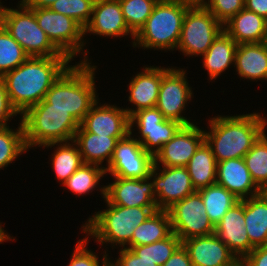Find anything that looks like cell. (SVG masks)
Returning <instances> with one entry per match:
<instances>
[{
  "label": "cell",
  "instance_id": "9",
  "mask_svg": "<svg viewBox=\"0 0 267 266\" xmlns=\"http://www.w3.org/2000/svg\"><path fill=\"white\" fill-rule=\"evenodd\" d=\"M34 11L39 27L46 33L52 44L62 53L73 59L83 52L84 28L74 19L50 8H30Z\"/></svg>",
  "mask_w": 267,
  "mask_h": 266
},
{
  "label": "cell",
  "instance_id": "25",
  "mask_svg": "<svg viewBox=\"0 0 267 266\" xmlns=\"http://www.w3.org/2000/svg\"><path fill=\"white\" fill-rule=\"evenodd\" d=\"M124 137H108L90 132H76L73 142L78 146L84 164L102 166L104 159L107 167L113 157L115 146Z\"/></svg>",
  "mask_w": 267,
  "mask_h": 266
},
{
  "label": "cell",
  "instance_id": "5",
  "mask_svg": "<svg viewBox=\"0 0 267 266\" xmlns=\"http://www.w3.org/2000/svg\"><path fill=\"white\" fill-rule=\"evenodd\" d=\"M105 201L109 208L97 212L82 226L83 233L95 237L99 244H120V247L131 248L135 228L158 210L157 207H124Z\"/></svg>",
  "mask_w": 267,
  "mask_h": 266
},
{
  "label": "cell",
  "instance_id": "40",
  "mask_svg": "<svg viewBox=\"0 0 267 266\" xmlns=\"http://www.w3.org/2000/svg\"><path fill=\"white\" fill-rule=\"evenodd\" d=\"M88 238H84L77 242L74 249L73 255L71 256V261L68 266H109L108 255L103 256L102 264H100L99 257L93 253V251L87 249Z\"/></svg>",
  "mask_w": 267,
  "mask_h": 266
},
{
  "label": "cell",
  "instance_id": "38",
  "mask_svg": "<svg viewBox=\"0 0 267 266\" xmlns=\"http://www.w3.org/2000/svg\"><path fill=\"white\" fill-rule=\"evenodd\" d=\"M95 0H57L49 8L77 21L83 28L90 22Z\"/></svg>",
  "mask_w": 267,
  "mask_h": 266
},
{
  "label": "cell",
  "instance_id": "27",
  "mask_svg": "<svg viewBox=\"0 0 267 266\" xmlns=\"http://www.w3.org/2000/svg\"><path fill=\"white\" fill-rule=\"evenodd\" d=\"M238 44L223 30L203 54V67L208 71L210 80L216 79L229 65L235 62Z\"/></svg>",
  "mask_w": 267,
  "mask_h": 266
},
{
  "label": "cell",
  "instance_id": "36",
  "mask_svg": "<svg viewBox=\"0 0 267 266\" xmlns=\"http://www.w3.org/2000/svg\"><path fill=\"white\" fill-rule=\"evenodd\" d=\"M29 56L0 24V77L21 65Z\"/></svg>",
  "mask_w": 267,
  "mask_h": 266
},
{
  "label": "cell",
  "instance_id": "21",
  "mask_svg": "<svg viewBox=\"0 0 267 266\" xmlns=\"http://www.w3.org/2000/svg\"><path fill=\"white\" fill-rule=\"evenodd\" d=\"M216 183L239 200L260 194V188L253 181L243 158L217 162Z\"/></svg>",
  "mask_w": 267,
  "mask_h": 266
},
{
  "label": "cell",
  "instance_id": "34",
  "mask_svg": "<svg viewBox=\"0 0 267 266\" xmlns=\"http://www.w3.org/2000/svg\"><path fill=\"white\" fill-rule=\"evenodd\" d=\"M27 151L22 122L18 130L0 127V169L8 166L18 155Z\"/></svg>",
  "mask_w": 267,
  "mask_h": 266
},
{
  "label": "cell",
  "instance_id": "14",
  "mask_svg": "<svg viewBox=\"0 0 267 266\" xmlns=\"http://www.w3.org/2000/svg\"><path fill=\"white\" fill-rule=\"evenodd\" d=\"M157 170L159 164H154L149 177L153 178L158 210H168L176 202L196 191L186 167H163L159 173Z\"/></svg>",
  "mask_w": 267,
  "mask_h": 266
},
{
  "label": "cell",
  "instance_id": "33",
  "mask_svg": "<svg viewBox=\"0 0 267 266\" xmlns=\"http://www.w3.org/2000/svg\"><path fill=\"white\" fill-rule=\"evenodd\" d=\"M182 244L175 233L167 238L148 244L132 246L130 249L140 258L152 260L158 266H162Z\"/></svg>",
  "mask_w": 267,
  "mask_h": 266
},
{
  "label": "cell",
  "instance_id": "46",
  "mask_svg": "<svg viewBox=\"0 0 267 266\" xmlns=\"http://www.w3.org/2000/svg\"><path fill=\"white\" fill-rule=\"evenodd\" d=\"M57 0H26L24 5L28 8H49Z\"/></svg>",
  "mask_w": 267,
  "mask_h": 266
},
{
  "label": "cell",
  "instance_id": "22",
  "mask_svg": "<svg viewBox=\"0 0 267 266\" xmlns=\"http://www.w3.org/2000/svg\"><path fill=\"white\" fill-rule=\"evenodd\" d=\"M162 81V67H145L129 83V101L136 107L125 109L131 116L141 109L154 108L157 104L159 88Z\"/></svg>",
  "mask_w": 267,
  "mask_h": 266
},
{
  "label": "cell",
  "instance_id": "16",
  "mask_svg": "<svg viewBox=\"0 0 267 266\" xmlns=\"http://www.w3.org/2000/svg\"><path fill=\"white\" fill-rule=\"evenodd\" d=\"M204 141L205 133L198 126L195 124L182 126L156 153L154 164L159 162L163 167H186Z\"/></svg>",
  "mask_w": 267,
  "mask_h": 266
},
{
  "label": "cell",
  "instance_id": "4",
  "mask_svg": "<svg viewBox=\"0 0 267 266\" xmlns=\"http://www.w3.org/2000/svg\"><path fill=\"white\" fill-rule=\"evenodd\" d=\"M26 148L73 141L80 124L66 110L50 108L44 99L21 115Z\"/></svg>",
  "mask_w": 267,
  "mask_h": 266
},
{
  "label": "cell",
  "instance_id": "28",
  "mask_svg": "<svg viewBox=\"0 0 267 266\" xmlns=\"http://www.w3.org/2000/svg\"><path fill=\"white\" fill-rule=\"evenodd\" d=\"M196 191L216 183L217 161L204 141L186 166Z\"/></svg>",
  "mask_w": 267,
  "mask_h": 266
},
{
  "label": "cell",
  "instance_id": "24",
  "mask_svg": "<svg viewBox=\"0 0 267 266\" xmlns=\"http://www.w3.org/2000/svg\"><path fill=\"white\" fill-rule=\"evenodd\" d=\"M237 74L245 79L267 80V45L238 44L235 54Z\"/></svg>",
  "mask_w": 267,
  "mask_h": 266
},
{
  "label": "cell",
  "instance_id": "11",
  "mask_svg": "<svg viewBox=\"0 0 267 266\" xmlns=\"http://www.w3.org/2000/svg\"><path fill=\"white\" fill-rule=\"evenodd\" d=\"M132 131L117 141L113 157L105 168L113 177L145 179L150 176L154 166V156L146 152Z\"/></svg>",
  "mask_w": 267,
  "mask_h": 266
},
{
  "label": "cell",
  "instance_id": "47",
  "mask_svg": "<svg viewBox=\"0 0 267 266\" xmlns=\"http://www.w3.org/2000/svg\"><path fill=\"white\" fill-rule=\"evenodd\" d=\"M185 5L189 7H198V6H205L207 4V0H180ZM209 1V0H208Z\"/></svg>",
  "mask_w": 267,
  "mask_h": 266
},
{
  "label": "cell",
  "instance_id": "35",
  "mask_svg": "<svg viewBox=\"0 0 267 266\" xmlns=\"http://www.w3.org/2000/svg\"><path fill=\"white\" fill-rule=\"evenodd\" d=\"M243 159L253 181L261 188L267 183V135L265 132L254 143Z\"/></svg>",
  "mask_w": 267,
  "mask_h": 266
},
{
  "label": "cell",
  "instance_id": "23",
  "mask_svg": "<svg viewBox=\"0 0 267 266\" xmlns=\"http://www.w3.org/2000/svg\"><path fill=\"white\" fill-rule=\"evenodd\" d=\"M266 19L247 9H242L223 24V30L237 43H263Z\"/></svg>",
  "mask_w": 267,
  "mask_h": 266
},
{
  "label": "cell",
  "instance_id": "50",
  "mask_svg": "<svg viewBox=\"0 0 267 266\" xmlns=\"http://www.w3.org/2000/svg\"><path fill=\"white\" fill-rule=\"evenodd\" d=\"M263 43L267 45V20H266L265 37H264Z\"/></svg>",
  "mask_w": 267,
  "mask_h": 266
},
{
  "label": "cell",
  "instance_id": "43",
  "mask_svg": "<svg viewBox=\"0 0 267 266\" xmlns=\"http://www.w3.org/2000/svg\"><path fill=\"white\" fill-rule=\"evenodd\" d=\"M241 266H267V245L255 247L241 261Z\"/></svg>",
  "mask_w": 267,
  "mask_h": 266
},
{
  "label": "cell",
  "instance_id": "20",
  "mask_svg": "<svg viewBox=\"0 0 267 266\" xmlns=\"http://www.w3.org/2000/svg\"><path fill=\"white\" fill-rule=\"evenodd\" d=\"M99 36L120 37L135 34L128 28L119 0H95L90 22L84 28V33Z\"/></svg>",
  "mask_w": 267,
  "mask_h": 266
},
{
  "label": "cell",
  "instance_id": "1",
  "mask_svg": "<svg viewBox=\"0 0 267 266\" xmlns=\"http://www.w3.org/2000/svg\"><path fill=\"white\" fill-rule=\"evenodd\" d=\"M70 61L69 57H28L2 76L10 102L20 115L44 99Z\"/></svg>",
  "mask_w": 267,
  "mask_h": 266
},
{
  "label": "cell",
  "instance_id": "2",
  "mask_svg": "<svg viewBox=\"0 0 267 266\" xmlns=\"http://www.w3.org/2000/svg\"><path fill=\"white\" fill-rule=\"evenodd\" d=\"M210 132L205 142L217 162L243 158L266 131L267 120L258 113L236 116H216L209 120Z\"/></svg>",
  "mask_w": 267,
  "mask_h": 266
},
{
  "label": "cell",
  "instance_id": "42",
  "mask_svg": "<svg viewBox=\"0 0 267 266\" xmlns=\"http://www.w3.org/2000/svg\"><path fill=\"white\" fill-rule=\"evenodd\" d=\"M109 266H158L152 260L142 259L130 248H122L120 257L115 263L109 261Z\"/></svg>",
  "mask_w": 267,
  "mask_h": 266
},
{
  "label": "cell",
  "instance_id": "39",
  "mask_svg": "<svg viewBox=\"0 0 267 266\" xmlns=\"http://www.w3.org/2000/svg\"><path fill=\"white\" fill-rule=\"evenodd\" d=\"M205 7L220 23L225 24L244 9V0H209Z\"/></svg>",
  "mask_w": 267,
  "mask_h": 266
},
{
  "label": "cell",
  "instance_id": "31",
  "mask_svg": "<svg viewBox=\"0 0 267 266\" xmlns=\"http://www.w3.org/2000/svg\"><path fill=\"white\" fill-rule=\"evenodd\" d=\"M57 144L60 147L54 151L51 165H53L57 179L63 184L83 164V161L78 146L73 141L72 144L60 142L48 143L43 146L51 148Z\"/></svg>",
  "mask_w": 267,
  "mask_h": 266
},
{
  "label": "cell",
  "instance_id": "30",
  "mask_svg": "<svg viewBox=\"0 0 267 266\" xmlns=\"http://www.w3.org/2000/svg\"><path fill=\"white\" fill-rule=\"evenodd\" d=\"M209 220L215 226L239 199L223 186L215 183L198 191Z\"/></svg>",
  "mask_w": 267,
  "mask_h": 266
},
{
  "label": "cell",
  "instance_id": "26",
  "mask_svg": "<svg viewBox=\"0 0 267 266\" xmlns=\"http://www.w3.org/2000/svg\"><path fill=\"white\" fill-rule=\"evenodd\" d=\"M244 220L251 245H267V200L261 194L244 199Z\"/></svg>",
  "mask_w": 267,
  "mask_h": 266
},
{
  "label": "cell",
  "instance_id": "12",
  "mask_svg": "<svg viewBox=\"0 0 267 266\" xmlns=\"http://www.w3.org/2000/svg\"><path fill=\"white\" fill-rule=\"evenodd\" d=\"M186 80V72L183 69L162 68V81L155 106L165 119L177 121L183 126L193 124L189 119L181 116L185 104L193 94Z\"/></svg>",
  "mask_w": 267,
  "mask_h": 266
},
{
  "label": "cell",
  "instance_id": "44",
  "mask_svg": "<svg viewBox=\"0 0 267 266\" xmlns=\"http://www.w3.org/2000/svg\"><path fill=\"white\" fill-rule=\"evenodd\" d=\"M162 266H193L187 249L181 244Z\"/></svg>",
  "mask_w": 267,
  "mask_h": 266
},
{
  "label": "cell",
  "instance_id": "17",
  "mask_svg": "<svg viewBox=\"0 0 267 266\" xmlns=\"http://www.w3.org/2000/svg\"><path fill=\"white\" fill-rule=\"evenodd\" d=\"M76 132H90L108 137H126L130 133V116L125 109L96 101Z\"/></svg>",
  "mask_w": 267,
  "mask_h": 266
},
{
  "label": "cell",
  "instance_id": "13",
  "mask_svg": "<svg viewBox=\"0 0 267 266\" xmlns=\"http://www.w3.org/2000/svg\"><path fill=\"white\" fill-rule=\"evenodd\" d=\"M137 123L140 144L153 156L171 140L183 126L177 121L165 119L161 111L154 108L141 109L130 116V131ZM141 139V140H140ZM154 147V148H153Z\"/></svg>",
  "mask_w": 267,
  "mask_h": 266
},
{
  "label": "cell",
  "instance_id": "6",
  "mask_svg": "<svg viewBox=\"0 0 267 266\" xmlns=\"http://www.w3.org/2000/svg\"><path fill=\"white\" fill-rule=\"evenodd\" d=\"M188 7L180 0H159L145 24L135 34L134 47L177 50Z\"/></svg>",
  "mask_w": 267,
  "mask_h": 266
},
{
  "label": "cell",
  "instance_id": "15",
  "mask_svg": "<svg viewBox=\"0 0 267 266\" xmlns=\"http://www.w3.org/2000/svg\"><path fill=\"white\" fill-rule=\"evenodd\" d=\"M113 183L100 190L110 204L124 207H157L153 181L114 177Z\"/></svg>",
  "mask_w": 267,
  "mask_h": 266
},
{
  "label": "cell",
  "instance_id": "51",
  "mask_svg": "<svg viewBox=\"0 0 267 266\" xmlns=\"http://www.w3.org/2000/svg\"><path fill=\"white\" fill-rule=\"evenodd\" d=\"M25 1H26V0H22V1H20L21 3H20L19 5H24ZM2 7H3V6L1 5V2H0V8H2Z\"/></svg>",
  "mask_w": 267,
  "mask_h": 266
},
{
  "label": "cell",
  "instance_id": "48",
  "mask_svg": "<svg viewBox=\"0 0 267 266\" xmlns=\"http://www.w3.org/2000/svg\"><path fill=\"white\" fill-rule=\"evenodd\" d=\"M6 231H4V229L1 227V223H0V244L2 242H4L5 240H10L11 237H9L8 233H5Z\"/></svg>",
  "mask_w": 267,
  "mask_h": 266
},
{
  "label": "cell",
  "instance_id": "32",
  "mask_svg": "<svg viewBox=\"0 0 267 266\" xmlns=\"http://www.w3.org/2000/svg\"><path fill=\"white\" fill-rule=\"evenodd\" d=\"M105 174L104 166L83 163L63 185L78 195L89 193L99 184L101 177Z\"/></svg>",
  "mask_w": 267,
  "mask_h": 266
},
{
  "label": "cell",
  "instance_id": "10",
  "mask_svg": "<svg viewBox=\"0 0 267 266\" xmlns=\"http://www.w3.org/2000/svg\"><path fill=\"white\" fill-rule=\"evenodd\" d=\"M171 229L183 242L189 238L214 234L215 226L209 220L198 191L176 202L168 210Z\"/></svg>",
  "mask_w": 267,
  "mask_h": 266
},
{
  "label": "cell",
  "instance_id": "49",
  "mask_svg": "<svg viewBox=\"0 0 267 266\" xmlns=\"http://www.w3.org/2000/svg\"><path fill=\"white\" fill-rule=\"evenodd\" d=\"M260 194L267 200V183L260 188Z\"/></svg>",
  "mask_w": 267,
  "mask_h": 266
},
{
  "label": "cell",
  "instance_id": "41",
  "mask_svg": "<svg viewBox=\"0 0 267 266\" xmlns=\"http://www.w3.org/2000/svg\"><path fill=\"white\" fill-rule=\"evenodd\" d=\"M18 111L12 106L6 85L2 77H0V127H7L8 120L16 115Z\"/></svg>",
  "mask_w": 267,
  "mask_h": 266
},
{
  "label": "cell",
  "instance_id": "18",
  "mask_svg": "<svg viewBox=\"0 0 267 266\" xmlns=\"http://www.w3.org/2000/svg\"><path fill=\"white\" fill-rule=\"evenodd\" d=\"M218 238L241 261L254 247L251 245L244 220V200H239L215 225Z\"/></svg>",
  "mask_w": 267,
  "mask_h": 266
},
{
  "label": "cell",
  "instance_id": "7",
  "mask_svg": "<svg viewBox=\"0 0 267 266\" xmlns=\"http://www.w3.org/2000/svg\"><path fill=\"white\" fill-rule=\"evenodd\" d=\"M0 24L29 57H68L52 44L39 27L34 11L25 5L18 9L0 8Z\"/></svg>",
  "mask_w": 267,
  "mask_h": 266
},
{
  "label": "cell",
  "instance_id": "3",
  "mask_svg": "<svg viewBox=\"0 0 267 266\" xmlns=\"http://www.w3.org/2000/svg\"><path fill=\"white\" fill-rule=\"evenodd\" d=\"M84 60L70 66L51 86L44 100L50 108L68 111L80 124L92 105L98 101L95 89V66Z\"/></svg>",
  "mask_w": 267,
  "mask_h": 266
},
{
  "label": "cell",
  "instance_id": "8",
  "mask_svg": "<svg viewBox=\"0 0 267 266\" xmlns=\"http://www.w3.org/2000/svg\"><path fill=\"white\" fill-rule=\"evenodd\" d=\"M222 31L223 24L205 6L188 7L177 48L186 56H201Z\"/></svg>",
  "mask_w": 267,
  "mask_h": 266
},
{
  "label": "cell",
  "instance_id": "29",
  "mask_svg": "<svg viewBox=\"0 0 267 266\" xmlns=\"http://www.w3.org/2000/svg\"><path fill=\"white\" fill-rule=\"evenodd\" d=\"M171 233V218L168 211L157 210L135 228L131 239V247L160 241L167 238Z\"/></svg>",
  "mask_w": 267,
  "mask_h": 266
},
{
  "label": "cell",
  "instance_id": "45",
  "mask_svg": "<svg viewBox=\"0 0 267 266\" xmlns=\"http://www.w3.org/2000/svg\"><path fill=\"white\" fill-rule=\"evenodd\" d=\"M244 8L267 20V0H244Z\"/></svg>",
  "mask_w": 267,
  "mask_h": 266
},
{
  "label": "cell",
  "instance_id": "19",
  "mask_svg": "<svg viewBox=\"0 0 267 266\" xmlns=\"http://www.w3.org/2000/svg\"><path fill=\"white\" fill-rule=\"evenodd\" d=\"M193 266H238L240 261L214 233L182 242Z\"/></svg>",
  "mask_w": 267,
  "mask_h": 266
},
{
  "label": "cell",
  "instance_id": "37",
  "mask_svg": "<svg viewBox=\"0 0 267 266\" xmlns=\"http://www.w3.org/2000/svg\"><path fill=\"white\" fill-rule=\"evenodd\" d=\"M159 0H119L128 28L136 34L145 24Z\"/></svg>",
  "mask_w": 267,
  "mask_h": 266
}]
</instances>
